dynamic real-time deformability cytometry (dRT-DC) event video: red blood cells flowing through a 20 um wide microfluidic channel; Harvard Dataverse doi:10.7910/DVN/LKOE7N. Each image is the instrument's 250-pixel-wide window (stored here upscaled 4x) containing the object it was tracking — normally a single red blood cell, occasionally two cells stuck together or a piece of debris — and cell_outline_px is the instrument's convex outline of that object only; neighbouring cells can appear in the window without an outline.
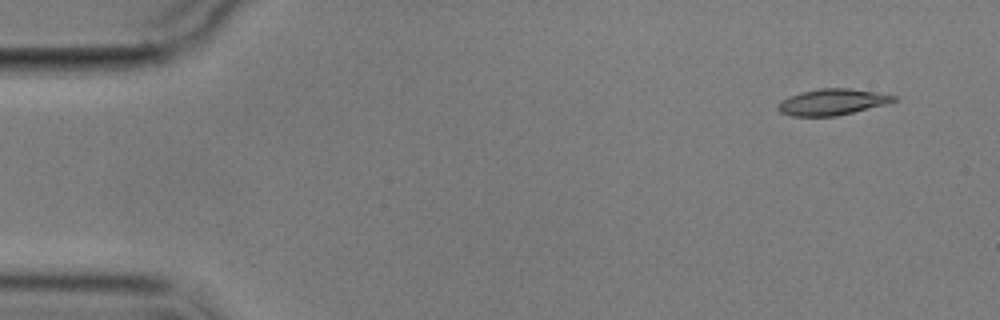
{"species": "common noctule bat (a hibernating species)", "species_latin": "Nyctalus noctula", "temperature_condition": "cold", "stored_images_in_passage": 7, "camera_frame_rate_fps": 3000, "um_per_image_px": 0.085, "animal": {"sex": "male", "body_mass_g": 17.9}, "frame": {"image": 1, "passage_image": 1, "time_ms": 0.0, "image_size_px": [1000, 320], "cell_outline_px": [[900, 96], [896, 100], [888, 104], [836, 116], [792, 116], [780, 112], [776, 108], [780, 100], [800, 92], [820, 88], [848, 88]], "centroid_in_image_um": [70.74, 8.67], "position_along_channel_um": 14.3, "area_um2": 17.74}}
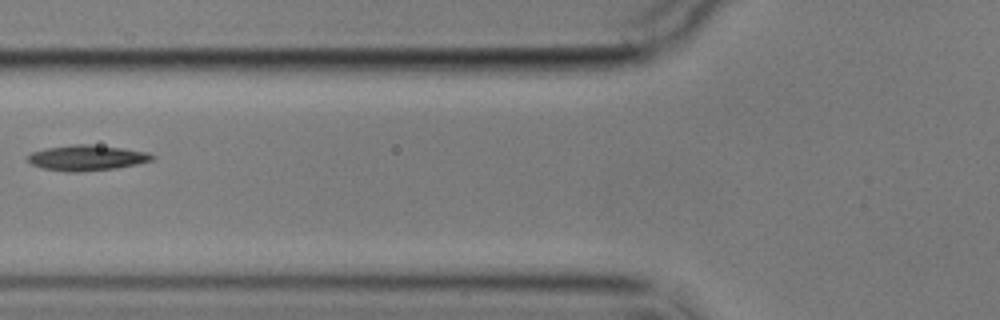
{"frame": {"image": 2, "passage_image": 6, "time_ms": 6.0, "image_size_px": [1000, 320], "cell_outline_px": [[156, 156], [152, 160], [136, 164], [116, 168], [80, 172], [68, 172], [44, 168], [32, 164], [28, 160], [28, 156], [32, 152], [48, 148], [72, 144], [92, 144], [148, 152]], "centroid_in_image_um": [7.4, 13.41], "position_along_channel_um": 118.4, "area_um2": 18.26}}
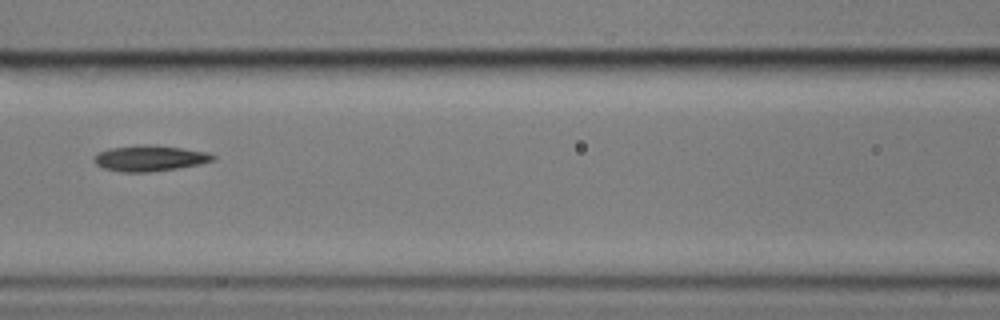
{"frame": {"image": 3, "passage_image": 7, "time_ms": 7.0, "image_size_px": [1000, 320], "cell_outline_px": [[216, 160], [200, 164], [176, 168], [148, 172], [120, 172], [104, 168], [96, 164], [92, 160], [96, 152], [108, 148], [144, 144], [148, 144], [180, 148], [208, 152], [216, 156]], "centroid_in_image_um": [12.69, 13.44], "position_along_channel_um": 153.9, "area_um2": 17.98}}